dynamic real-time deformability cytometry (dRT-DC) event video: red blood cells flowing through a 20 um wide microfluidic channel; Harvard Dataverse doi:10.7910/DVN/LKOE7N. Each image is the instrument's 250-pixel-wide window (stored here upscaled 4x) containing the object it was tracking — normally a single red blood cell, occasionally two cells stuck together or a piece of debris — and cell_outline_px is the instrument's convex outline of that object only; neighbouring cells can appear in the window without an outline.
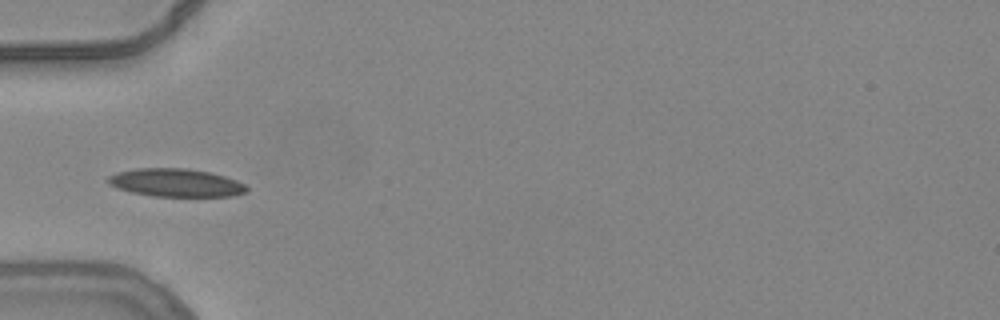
{"species": "common noctule bat (a hibernating species)", "species_latin": "Nyctalus noctula", "temperature_condition": "warm", "stored_images_in_passage": 37, "camera_frame_rate_fps": 3000, "um_per_image_px": 0.085, "animal": {"sex": "female", "body_mass_g": 24.6, "forearm_length_mm": 56.2}, "frame": {"image": 1, "passage_image": 1, "time_ms": 0.0, "image_size_px": [1000, 320], "cell_outline_px": [[248, 192], [232, 196], [152, 196], [132, 192], [116, 188], [108, 184], [104, 180], [108, 176], [116, 172], [136, 168], [188, 168], [208, 172], [224, 176], [236, 180], [244, 184], [248, 188]], "centroid_in_image_um": [14.9, 15.53], "position_along_channel_um": 70.1, "area_um2": 22.83}}
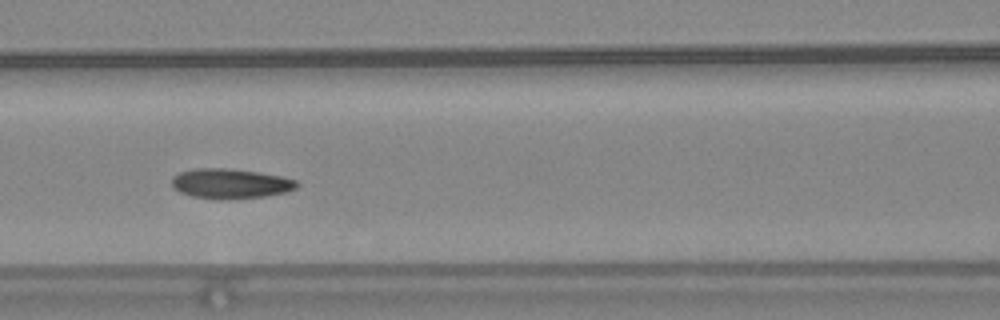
{"frame": {"image": 2, "passage_image": 7, "time_ms": 2.0, "image_size_px": [1000, 320], "cell_outline_px": [[300, 184], [296, 188], [288, 192], [264, 196], [220, 200], [192, 196], [180, 192], [172, 188], [172, 176], [180, 172], [196, 168], [224, 168], [260, 172], [280, 176], [296, 180]], "centroid_in_image_um": [19.58, 15.61], "position_along_channel_um": 147.0, "area_um2": 21.91}}
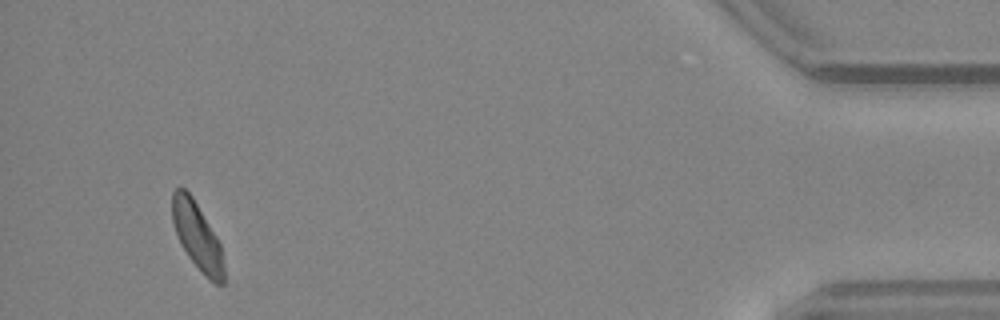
{"frame": {"image": 3, "passage_image": 34, "time_ms": 11.0, "image_size_px": [1000, 320], "cell_outline_px": [[224, 284], [216, 284], [208, 280], [188, 256], [176, 232], [172, 220], [172, 192], [180, 184], [192, 196], [216, 236], [220, 244], [224, 264]], "centroid_in_image_um": [16.76, 20.06], "position_along_channel_um": 418.4, "area_um2": 20.06}, "authors_computed_cell_mechanics": {"area_um2": 21.2704, "velocity_mm_per_s": 3.8147, "shape_relaxation_time_tau1_ms": 5.4503, "shape_relaxation_time_tau2_ms": 4.4341, "deformation_change_tau1": 0.126, "deformation_change_tau2": 0.1045}}